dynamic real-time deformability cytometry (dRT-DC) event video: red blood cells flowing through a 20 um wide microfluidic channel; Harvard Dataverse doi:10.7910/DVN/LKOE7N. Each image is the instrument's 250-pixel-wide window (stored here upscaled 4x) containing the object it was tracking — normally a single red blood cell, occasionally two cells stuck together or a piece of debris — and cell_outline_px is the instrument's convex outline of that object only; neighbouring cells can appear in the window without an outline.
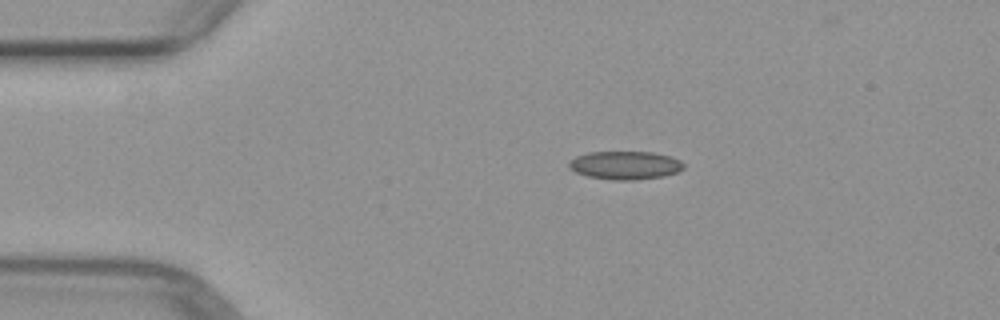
{"species": "common noctule bat (a hibernating species)", "species_latin": "Nyctalus noctula", "temperature_condition": "warm", "stored_images_in_passage": 2, "camera_frame_rate_fps": 3000, "um_per_image_px": 0.085, "animal": {"sex": "female", "body_mass_g": 29.2, "forearm_length_mm": 56.3}, "frame": {"image": 1, "passage_image": 1, "time_ms": 0.0, "image_size_px": [1000, 320], "cell_outline_px": [[684, 168], [676, 172], [664, 176], [632, 180], [612, 180], [588, 176], [576, 172], [568, 168], [568, 160], [576, 156], [588, 152], [652, 152], [672, 156], [680, 160], [684, 164]], "centroid_in_image_um": [53.12, 14.04], "position_along_channel_um": 31.9, "area_um2": 19.02}}